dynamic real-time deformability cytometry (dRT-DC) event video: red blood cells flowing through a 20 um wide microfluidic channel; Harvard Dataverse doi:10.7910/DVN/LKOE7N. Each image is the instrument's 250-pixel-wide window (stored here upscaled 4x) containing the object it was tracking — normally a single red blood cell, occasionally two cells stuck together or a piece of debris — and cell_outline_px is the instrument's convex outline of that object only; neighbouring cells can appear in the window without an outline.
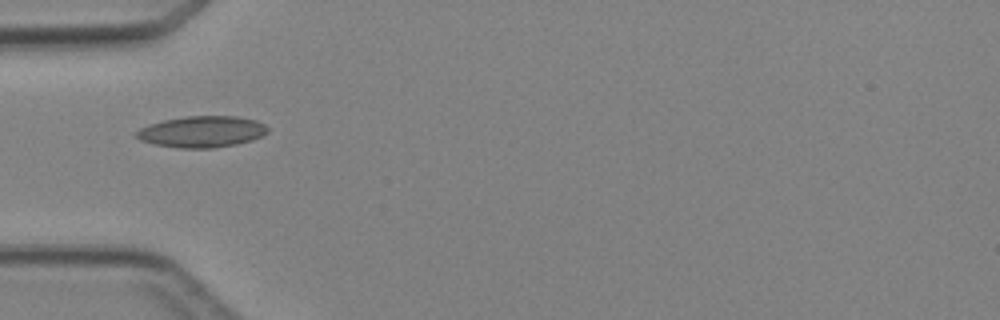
{"species": "Egyptian fruit bat (a non-hibernating species)", "species_latin": "Rousettus aegyptiacus", "temperature_condition": "cold", "stored_images_in_passage": 2, "camera_frame_rate_fps": 3000, "um_per_image_px": 0.085, "animal": {"sex": "female"}, "frame": {"image": 1, "passage_image": 1, "time_ms": 0.0, "image_size_px": [1000, 320], "cell_outline_px": [[268, 132], [252, 140], [236, 144], [212, 148], [180, 148], [156, 144], [140, 140], [136, 136], [136, 132], [140, 128], [148, 124], [164, 120], [184, 116], [236, 116], [256, 120], [264, 124], [268, 128]], "centroid_in_image_um": [17.16, 11.19], "position_along_channel_um": 67.8, "area_um2": 23.87}}
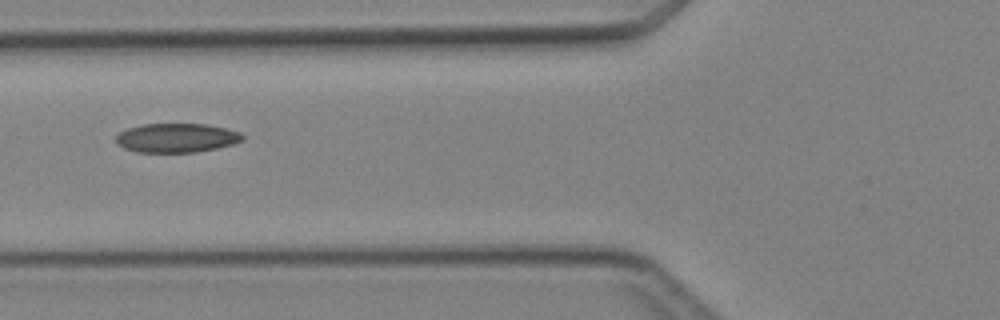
{"frame": {"image": 2, "passage_image": 2, "time_ms": 1.0, "image_size_px": [1000, 320], "cell_outline_px": [[244, 140], [232, 144], [216, 148], [196, 152], [136, 152], [124, 148], [116, 144], [116, 136], [120, 132], [128, 128], [140, 124], [204, 124], [224, 128], [240, 132], [244, 136]], "centroid_in_image_um": [14.98, 11.72], "position_along_channel_um": 110.8, "area_um2": 21.44}}